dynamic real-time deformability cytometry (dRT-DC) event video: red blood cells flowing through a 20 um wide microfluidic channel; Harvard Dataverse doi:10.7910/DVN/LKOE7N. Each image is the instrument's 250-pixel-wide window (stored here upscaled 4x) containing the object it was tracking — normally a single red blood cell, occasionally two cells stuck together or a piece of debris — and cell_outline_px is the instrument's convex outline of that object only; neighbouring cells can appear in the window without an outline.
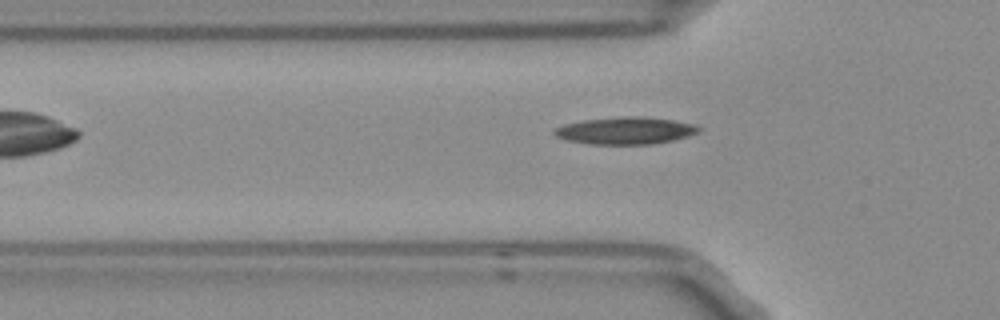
{"species": "Egyptian fruit bat (a non-hibernating species)", "species_latin": "Rousettus aegyptiacus", "temperature_condition": "room temperature", "stored_images_in_passage": 2, "camera_frame_rate_fps": 3000, "um_per_image_px": 0.085, "frame": {"image": 1, "passage_image": 2, "time_ms": 0.333, "image_size_px": [1000, 320], "cell_outline_px": [[700, 132], [688, 136], [672, 140], [652, 144], [588, 144], [564, 140], [556, 136], [552, 132], [556, 128], [564, 124], [584, 120], [620, 116], [640, 116], [672, 120], [696, 124], [700, 128]], "centroid_in_image_um": [53.15, 11.1], "position_along_channel_um": 72.6, "area_um2": 22.95}}